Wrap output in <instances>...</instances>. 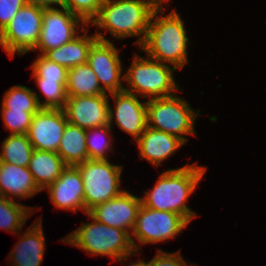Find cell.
Segmentation results:
<instances>
[{
  "mask_svg": "<svg viewBox=\"0 0 266 266\" xmlns=\"http://www.w3.org/2000/svg\"><path fill=\"white\" fill-rule=\"evenodd\" d=\"M206 168L196 163L179 169H168L160 174L151 191H145L141 203L147 208L181 215L188 223L196 217L186 204L189 196L203 178Z\"/></svg>",
  "mask_w": 266,
  "mask_h": 266,
  "instance_id": "1",
  "label": "cell"
},
{
  "mask_svg": "<svg viewBox=\"0 0 266 266\" xmlns=\"http://www.w3.org/2000/svg\"><path fill=\"white\" fill-rule=\"evenodd\" d=\"M159 5L157 0H105L90 25L98 27L95 34L98 40L110 41L99 32L103 28L120 40L137 36L138 40L134 43L141 47L152 12Z\"/></svg>",
  "mask_w": 266,
  "mask_h": 266,
  "instance_id": "2",
  "label": "cell"
},
{
  "mask_svg": "<svg viewBox=\"0 0 266 266\" xmlns=\"http://www.w3.org/2000/svg\"><path fill=\"white\" fill-rule=\"evenodd\" d=\"M163 11V4H160L152 12L147 35L140 49L151 59L183 69L188 63L189 41L184 21L175 9L167 16H162Z\"/></svg>",
  "mask_w": 266,
  "mask_h": 266,
  "instance_id": "3",
  "label": "cell"
},
{
  "mask_svg": "<svg viewBox=\"0 0 266 266\" xmlns=\"http://www.w3.org/2000/svg\"><path fill=\"white\" fill-rule=\"evenodd\" d=\"M86 215L93 222L81 224L62 239L64 243L78 247L91 255H108L122 264L132 254H136L130 234L125 230L107 226L93 219L88 213Z\"/></svg>",
  "mask_w": 266,
  "mask_h": 266,
  "instance_id": "4",
  "label": "cell"
},
{
  "mask_svg": "<svg viewBox=\"0 0 266 266\" xmlns=\"http://www.w3.org/2000/svg\"><path fill=\"white\" fill-rule=\"evenodd\" d=\"M173 71H176L174 66L171 68L167 63L134 54L133 62L124 74V82L128 84L124 90L143 99L147 96L150 99L172 96L179 90Z\"/></svg>",
  "mask_w": 266,
  "mask_h": 266,
  "instance_id": "5",
  "label": "cell"
},
{
  "mask_svg": "<svg viewBox=\"0 0 266 266\" xmlns=\"http://www.w3.org/2000/svg\"><path fill=\"white\" fill-rule=\"evenodd\" d=\"M197 111V112H196ZM200 110H193L190 104L176 94L169 97L152 98L147 101L148 127L166 132L181 139L184 135H195V119Z\"/></svg>",
  "mask_w": 266,
  "mask_h": 266,
  "instance_id": "6",
  "label": "cell"
},
{
  "mask_svg": "<svg viewBox=\"0 0 266 266\" xmlns=\"http://www.w3.org/2000/svg\"><path fill=\"white\" fill-rule=\"evenodd\" d=\"M84 184L85 214L96 205L119 196L122 167L109 160H86L76 165Z\"/></svg>",
  "mask_w": 266,
  "mask_h": 266,
  "instance_id": "7",
  "label": "cell"
},
{
  "mask_svg": "<svg viewBox=\"0 0 266 266\" xmlns=\"http://www.w3.org/2000/svg\"><path fill=\"white\" fill-rule=\"evenodd\" d=\"M44 7L26 3L0 33V45L10 56L34 51L42 28Z\"/></svg>",
  "mask_w": 266,
  "mask_h": 266,
  "instance_id": "8",
  "label": "cell"
},
{
  "mask_svg": "<svg viewBox=\"0 0 266 266\" xmlns=\"http://www.w3.org/2000/svg\"><path fill=\"white\" fill-rule=\"evenodd\" d=\"M189 223L179 214L169 211H160L141 205L134 228L130 233L131 242L135 252L140 253V244H151L168 241L175 238L187 227Z\"/></svg>",
  "mask_w": 266,
  "mask_h": 266,
  "instance_id": "9",
  "label": "cell"
},
{
  "mask_svg": "<svg viewBox=\"0 0 266 266\" xmlns=\"http://www.w3.org/2000/svg\"><path fill=\"white\" fill-rule=\"evenodd\" d=\"M60 8L44 7L40 37L35 47L40 54L72 41L79 35L77 30L80 29V26L87 25L80 17L72 14L65 7L61 6Z\"/></svg>",
  "mask_w": 266,
  "mask_h": 266,
  "instance_id": "10",
  "label": "cell"
},
{
  "mask_svg": "<svg viewBox=\"0 0 266 266\" xmlns=\"http://www.w3.org/2000/svg\"><path fill=\"white\" fill-rule=\"evenodd\" d=\"M121 63L119 50L111 41L97 39L89 49L87 64L96 74L100 87L105 93L106 91L110 94L124 90L121 82H124Z\"/></svg>",
  "mask_w": 266,
  "mask_h": 266,
  "instance_id": "11",
  "label": "cell"
},
{
  "mask_svg": "<svg viewBox=\"0 0 266 266\" xmlns=\"http://www.w3.org/2000/svg\"><path fill=\"white\" fill-rule=\"evenodd\" d=\"M109 95L115 100V111L109 102V125L116 122L121 130L137 140L148 126L147 101L140 102L137 95L125 90Z\"/></svg>",
  "mask_w": 266,
  "mask_h": 266,
  "instance_id": "12",
  "label": "cell"
},
{
  "mask_svg": "<svg viewBox=\"0 0 266 266\" xmlns=\"http://www.w3.org/2000/svg\"><path fill=\"white\" fill-rule=\"evenodd\" d=\"M67 123L63 109H40L27 133L33 149L57 152Z\"/></svg>",
  "mask_w": 266,
  "mask_h": 266,
  "instance_id": "13",
  "label": "cell"
},
{
  "mask_svg": "<svg viewBox=\"0 0 266 266\" xmlns=\"http://www.w3.org/2000/svg\"><path fill=\"white\" fill-rule=\"evenodd\" d=\"M141 205L140 197L124 190L119 196L96 205L88 214L98 222L125 230L129 234L134 228Z\"/></svg>",
  "mask_w": 266,
  "mask_h": 266,
  "instance_id": "14",
  "label": "cell"
},
{
  "mask_svg": "<svg viewBox=\"0 0 266 266\" xmlns=\"http://www.w3.org/2000/svg\"><path fill=\"white\" fill-rule=\"evenodd\" d=\"M109 95L68 97L64 112L67 121L83 129L109 124Z\"/></svg>",
  "mask_w": 266,
  "mask_h": 266,
  "instance_id": "15",
  "label": "cell"
},
{
  "mask_svg": "<svg viewBox=\"0 0 266 266\" xmlns=\"http://www.w3.org/2000/svg\"><path fill=\"white\" fill-rule=\"evenodd\" d=\"M55 207L63 210L85 213L84 184L76 166H67L47 189Z\"/></svg>",
  "mask_w": 266,
  "mask_h": 266,
  "instance_id": "16",
  "label": "cell"
},
{
  "mask_svg": "<svg viewBox=\"0 0 266 266\" xmlns=\"http://www.w3.org/2000/svg\"><path fill=\"white\" fill-rule=\"evenodd\" d=\"M141 159L149 161L155 167L174 155L175 151L185 143L178 137L166 132L146 127L145 131L136 140Z\"/></svg>",
  "mask_w": 266,
  "mask_h": 266,
  "instance_id": "17",
  "label": "cell"
},
{
  "mask_svg": "<svg viewBox=\"0 0 266 266\" xmlns=\"http://www.w3.org/2000/svg\"><path fill=\"white\" fill-rule=\"evenodd\" d=\"M45 252V236L42 220H36L22 234L19 242L10 252L12 266H41Z\"/></svg>",
  "mask_w": 266,
  "mask_h": 266,
  "instance_id": "18",
  "label": "cell"
},
{
  "mask_svg": "<svg viewBox=\"0 0 266 266\" xmlns=\"http://www.w3.org/2000/svg\"><path fill=\"white\" fill-rule=\"evenodd\" d=\"M40 191L28 167L0 162L1 196L12 200L18 197L22 200L31 198Z\"/></svg>",
  "mask_w": 266,
  "mask_h": 266,
  "instance_id": "19",
  "label": "cell"
},
{
  "mask_svg": "<svg viewBox=\"0 0 266 266\" xmlns=\"http://www.w3.org/2000/svg\"><path fill=\"white\" fill-rule=\"evenodd\" d=\"M86 27L81 28L83 35L76 36L64 45L46 51L43 55L50 61L66 67L67 69L87 63L89 49L97 40L95 35L89 36Z\"/></svg>",
  "mask_w": 266,
  "mask_h": 266,
  "instance_id": "20",
  "label": "cell"
},
{
  "mask_svg": "<svg viewBox=\"0 0 266 266\" xmlns=\"http://www.w3.org/2000/svg\"><path fill=\"white\" fill-rule=\"evenodd\" d=\"M67 167L57 152L34 150L28 165L38 188L43 191L53 183Z\"/></svg>",
  "mask_w": 266,
  "mask_h": 266,
  "instance_id": "21",
  "label": "cell"
},
{
  "mask_svg": "<svg viewBox=\"0 0 266 266\" xmlns=\"http://www.w3.org/2000/svg\"><path fill=\"white\" fill-rule=\"evenodd\" d=\"M86 129L67 123L57 154L67 166H76L88 160Z\"/></svg>",
  "mask_w": 266,
  "mask_h": 266,
  "instance_id": "22",
  "label": "cell"
},
{
  "mask_svg": "<svg viewBox=\"0 0 266 266\" xmlns=\"http://www.w3.org/2000/svg\"><path fill=\"white\" fill-rule=\"evenodd\" d=\"M66 93L67 97L109 95L102 90L96 74L87 63L68 69Z\"/></svg>",
  "mask_w": 266,
  "mask_h": 266,
  "instance_id": "23",
  "label": "cell"
},
{
  "mask_svg": "<svg viewBox=\"0 0 266 266\" xmlns=\"http://www.w3.org/2000/svg\"><path fill=\"white\" fill-rule=\"evenodd\" d=\"M1 144L0 162L28 167L34 149L27 134H9Z\"/></svg>",
  "mask_w": 266,
  "mask_h": 266,
  "instance_id": "24",
  "label": "cell"
},
{
  "mask_svg": "<svg viewBox=\"0 0 266 266\" xmlns=\"http://www.w3.org/2000/svg\"><path fill=\"white\" fill-rule=\"evenodd\" d=\"M33 213L28 206L17 203L15 200L0 196V229L13 234L20 233L21 228Z\"/></svg>",
  "mask_w": 266,
  "mask_h": 266,
  "instance_id": "25",
  "label": "cell"
},
{
  "mask_svg": "<svg viewBox=\"0 0 266 266\" xmlns=\"http://www.w3.org/2000/svg\"><path fill=\"white\" fill-rule=\"evenodd\" d=\"M40 96L23 85H14L3 96L2 110H25L36 114L40 108Z\"/></svg>",
  "mask_w": 266,
  "mask_h": 266,
  "instance_id": "26",
  "label": "cell"
},
{
  "mask_svg": "<svg viewBox=\"0 0 266 266\" xmlns=\"http://www.w3.org/2000/svg\"><path fill=\"white\" fill-rule=\"evenodd\" d=\"M111 127L107 124L86 129L85 141L89 160H108L109 156L106 153L111 150L113 138L110 135Z\"/></svg>",
  "mask_w": 266,
  "mask_h": 266,
  "instance_id": "27",
  "label": "cell"
},
{
  "mask_svg": "<svg viewBox=\"0 0 266 266\" xmlns=\"http://www.w3.org/2000/svg\"><path fill=\"white\" fill-rule=\"evenodd\" d=\"M36 84L44 94V102H40L41 109H64L67 101V81H44L35 79Z\"/></svg>",
  "mask_w": 266,
  "mask_h": 266,
  "instance_id": "28",
  "label": "cell"
},
{
  "mask_svg": "<svg viewBox=\"0 0 266 266\" xmlns=\"http://www.w3.org/2000/svg\"><path fill=\"white\" fill-rule=\"evenodd\" d=\"M35 59L32 68V76L35 79H44V81H67L68 69L62 65L54 63L43 54Z\"/></svg>",
  "mask_w": 266,
  "mask_h": 266,
  "instance_id": "29",
  "label": "cell"
},
{
  "mask_svg": "<svg viewBox=\"0 0 266 266\" xmlns=\"http://www.w3.org/2000/svg\"><path fill=\"white\" fill-rule=\"evenodd\" d=\"M105 0H63L62 6L80 17L89 26Z\"/></svg>",
  "mask_w": 266,
  "mask_h": 266,
  "instance_id": "30",
  "label": "cell"
},
{
  "mask_svg": "<svg viewBox=\"0 0 266 266\" xmlns=\"http://www.w3.org/2000/svg\"><path fill=\"white\" fill-rule=\"evenodd\" d=\"M1 114L5 128L10 130V135L27 134L34 116L25 110H2Z\"/></svg>",
  "mask_w": 266,
  "mask_h": 266,
  "instance_id": "31",
  "label": "cell"
},
{
  "mask_svg": "<svg viewBox=\"0 0 266 266\" xmlns=\"http://www.w3.org/2000/svg\"><path fill=\"white\" fill-rule=\"evenodd\" d=\"M26 3V0H0V33Z\"/></svg>",
  "mask_w": 266,
  "mask_h": 266,
  "instance_id": "32",
  "label": "cell"
},
{
  "mask_svg": "<svg viewBox=\"0 0 266 266\" xmlns=\"http://www.w3.org/2000/svg\"><path fill=\"white\" fill-rule=\"evenodd\" d=\"M153 259L147 261L148 266H187V263L181 256L180 252L166 253L158 249ZM188 266H194L192 264Z\"/></svg>",
  "mask_w": 266,
  "mask_h": 266,
  "instance_id": "33",
  "label": "cell"
},
{
  "mask_svg": "<svg viewBox=\"0 0 266 266\" xmlns=\"http://www.w3.org/2000/svg\"><path fill=\"white\" fill-rule=\"evenodd\" d=\"M27 3L40 5L43 7H53V5L62 6L63 0H26Z\"/></svg>",
  "mask_w": 266,
  "mask_h": 266,
  "instance_id": "34",
  "label": "cell"
},
{
  "mask_svg": "<svg viewBox=\"0 0 266 266\" xmlns=\"http://www.w3.org/2000/svg\"><path fill=\"white\" fill-rule=\"evenodd\" d=\"M131 263L129 265H127V266H148L147 262L142 260V259L139 260V261L137 260L135 262H131Z\"/></svg>",
  "mask_w": 266,
  "mask_h": 266,
  "instance_id": "35",
  "label": "cell"
},
{
  "mask_svg": "<svg viewBox=\"0 0 266 266\" xmlns=\"http://www.w3.org/2000/svg\"><path fill=\"white\" fill-rule=\"evenodd\" d=\"M160 4L167 3L169 0H157Z\"/></svg>",
  "mask_w": 266,
  "mask_h": 266,
  "instance_id": "36",
  "label": "cell"
}]
</instances>
